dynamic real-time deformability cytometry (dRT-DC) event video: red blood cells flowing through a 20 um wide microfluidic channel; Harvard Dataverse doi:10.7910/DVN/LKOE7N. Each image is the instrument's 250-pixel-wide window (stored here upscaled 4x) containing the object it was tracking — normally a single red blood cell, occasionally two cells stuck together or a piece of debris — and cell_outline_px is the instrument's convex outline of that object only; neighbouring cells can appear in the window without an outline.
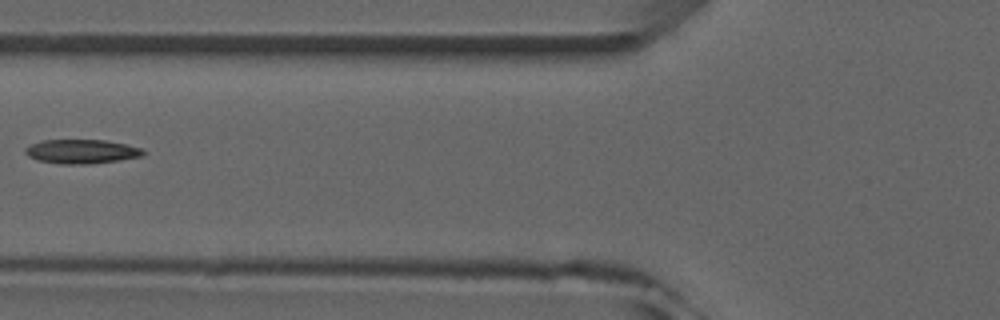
{"species": "common noctule bat (a hibernating species)", "species_latin": "Nyctalus noctula", "temperature_condition": "room temperature", "stored_images_in_passage": 7, "camera_frame_rate_fps": 3000, "um_per_image_px": 0.085, "animal": {"sex": "male", "forearm_length_mm": 52.5}, "frame": {"image": 1, "passage_image": 6, "time_ms": 6.0, "image_size_px": [1000, 320], "cell_outline_px": [[144, 156], [120, 160], [92, 164], [60, 164], [36, 160], [28, 156], [24, 152], [24, 148], [32, 144], [44, 140], [104, 140], [128, 144], [144, 148]], "centroid_in_image_um": [6.97, 12.88], "position_along_channel_um": 118.8, "area_um2": 16.82}}
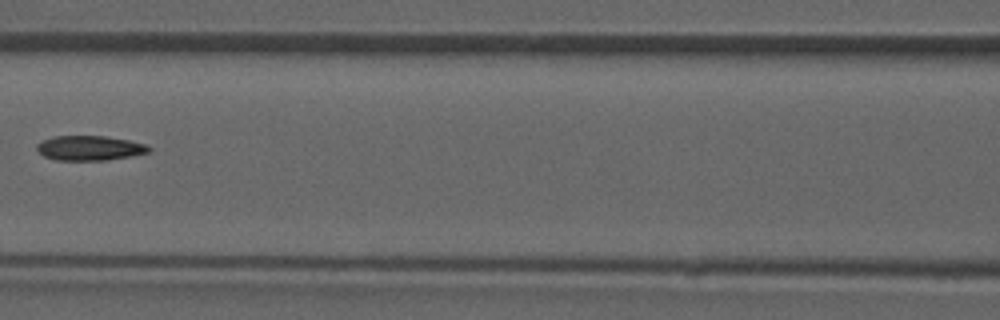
{"frame": {"image": 2, "passage_image": 7, "time_ms": 7.0, "image_size_px": [1000, 320], "cell_outline_px": [[152, 148], [148, 152], [132, 156], [104, 160], [56, 160], [44, 156], [36, 148], [36, 144], [52, 136], [104, 136], [128, 140], [148, 144]], "centroid_in_image_um": [7.64, 12.58], "position_along_channel_um": 159.0, "area_um2": 16.13}}